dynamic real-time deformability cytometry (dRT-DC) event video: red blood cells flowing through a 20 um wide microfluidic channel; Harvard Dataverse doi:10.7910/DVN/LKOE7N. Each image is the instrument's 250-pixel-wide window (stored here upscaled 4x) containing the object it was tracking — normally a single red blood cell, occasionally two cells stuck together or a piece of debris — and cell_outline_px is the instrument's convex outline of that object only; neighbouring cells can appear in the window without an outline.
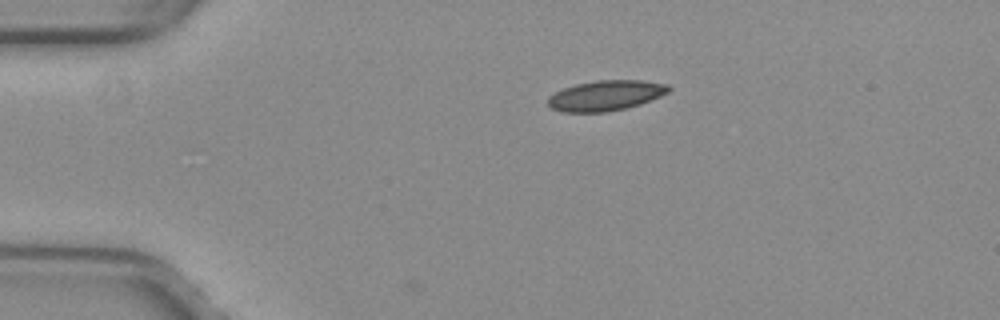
{"species": "common noctule bat (a hibernating species)", "species_latin": "Nyctalus noctula", "temperature_condition": "warm", "stored_images_in_passage": 4, "camera_frame_rate_fps": 3000, "um_per_image_px": 0.085, "animal": {"sex": "female", "body_mass_g": 29.2, "forearm_length_mm": 56.3}, "frame": {"image": 1, "passage_image": 1, "time_ms": 0.0, "image_size_px": [1000, 320], "cell_outline_px": [[672, 88], [668, 92], [660, 96], [640, 104], [608, 112], [560, 112], [552, 108], [548, 104], [548, 96], [564, 88], [576, 84], [596, 80], [640, 80], [668, 84]], "centroid_in_image_um": [51.48, 8.12], "position_along_channel_um": 33.5, "area_um2": 21.27}}